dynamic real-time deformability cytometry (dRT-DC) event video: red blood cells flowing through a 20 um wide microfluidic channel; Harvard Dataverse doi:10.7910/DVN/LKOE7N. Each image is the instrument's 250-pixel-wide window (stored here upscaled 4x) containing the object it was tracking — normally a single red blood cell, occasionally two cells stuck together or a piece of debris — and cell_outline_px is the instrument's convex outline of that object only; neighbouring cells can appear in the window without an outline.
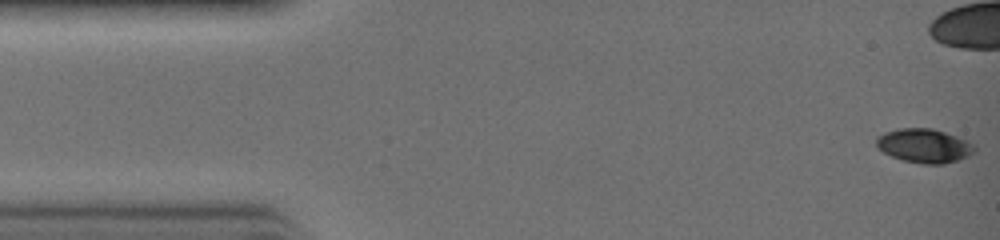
{"species": "common noctule bat (a hibernating species)", "species_latin": "Nyctalus noctula", "temperature_condition": "warm", "stored_images_in_passage": 33, "camera_frame_rate_fps": 3000, "um_per_image_px": 0.085, "animal": {"sex": "female", "body_mass_g": 19.0, "forearm_length_mm": 51.5}, "frame": {"image": 1, "passage_image": 1, "time_ms": 0.0, "image_size_px": [1000, 240], "cell_outline_px": [[976, 152], [968, 156], [944, 164], [920, 164], [900, 160], [876, 148], [876, 136], [884, 132], [896, 128], [932, 128], [968, 140], [976, 144]], "centroid_in_image_um": [78.55, 12.39], "position_along_channel_um": 6.4, "area_um2": 19.83}}